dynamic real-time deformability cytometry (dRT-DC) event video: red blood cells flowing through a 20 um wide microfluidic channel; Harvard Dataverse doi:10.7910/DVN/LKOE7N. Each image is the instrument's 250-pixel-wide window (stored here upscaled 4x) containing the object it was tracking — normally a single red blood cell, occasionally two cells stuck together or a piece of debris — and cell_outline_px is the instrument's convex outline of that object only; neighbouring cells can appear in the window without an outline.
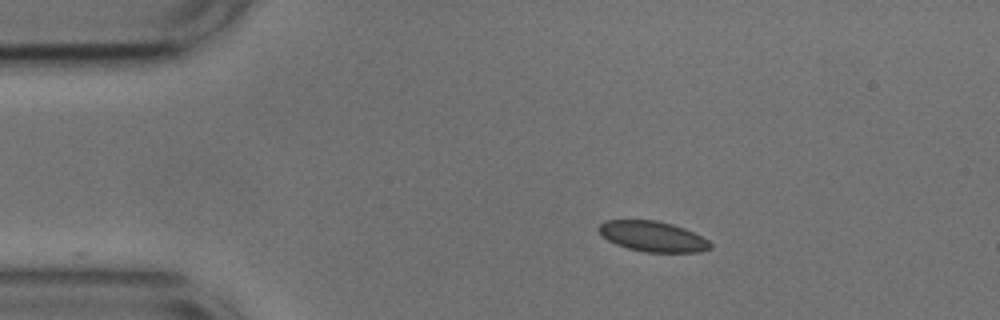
{"species": "common noctule bat (a hibernating species)", "species_latin": "Nyctalus noctula", "temperature_condition": "cold", "stored_images_in_passage": 21, "camera_frame_rate_fps": 3000, "um_per_image_px": 0.085, "animal": {"sex": "male", "body_mass_g": 17.9, "forearm_length_mm": 54.2}, "frame": {"image": 1, "passage_image": 1, "time_ms": 0.0, "image_size_px": [1000, 320], "cell_outline_px": [[712, 248], [700, 252], [644, 252], [628, 248], [616, 244], [608, 240], [596, 228], [604, 220], [656, 220], [672, 224], [684, 228], [708, 240], [712, 244]], "centroid_in_image_um": [55.48, 20.09], "position_along_channel_um": 29.5, "area_um2": 19.71}}
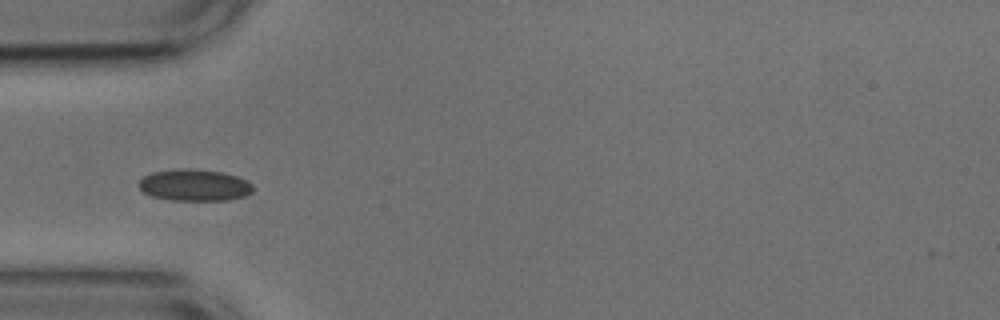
{"frame": {"image": 2, "passage_image": 8, "time_ms": 2.333, "image_size_px": [1000, 320], "cell_outline_px": [[252, 192], [244, 196], [228, 200], [172, 200], [152, 196], [144, 192], [140, 188], [140, 180], [144, 176], [152, 172], [220, 172], [236, 176], [252, 184]], "centroid_in_image_um": [16.56, 15.8], "position_along_channel_um": 68.4, "area_um2": 19.71}}
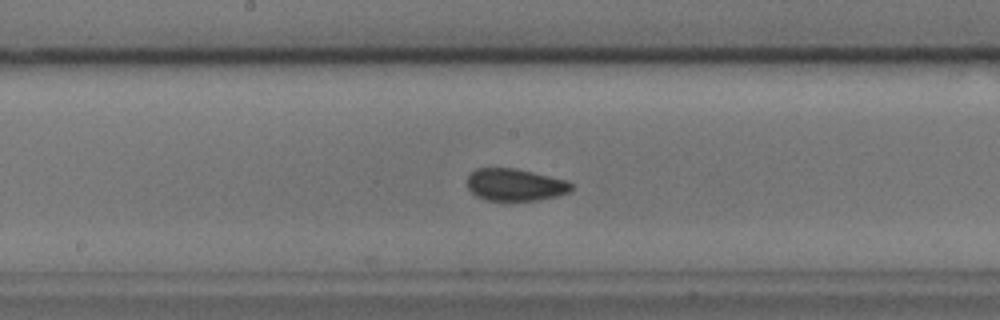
{"frame": {"image": 3, "passage_image": 19, "time_ms": 6.0, "image_size_px": [1000, 320], "cell_outline_px": [[572, 188], [568, 192], [556, 196], [540, 200], [484, 200], [476, 196], [468, 188], [468, 176], [476, 168], [516, 168], [564, 180], [572, 184]], "centroid_in_image_um": [43.75, 15.71], "position_along_channel_um": 204.5, "area_um2": 19.31}}